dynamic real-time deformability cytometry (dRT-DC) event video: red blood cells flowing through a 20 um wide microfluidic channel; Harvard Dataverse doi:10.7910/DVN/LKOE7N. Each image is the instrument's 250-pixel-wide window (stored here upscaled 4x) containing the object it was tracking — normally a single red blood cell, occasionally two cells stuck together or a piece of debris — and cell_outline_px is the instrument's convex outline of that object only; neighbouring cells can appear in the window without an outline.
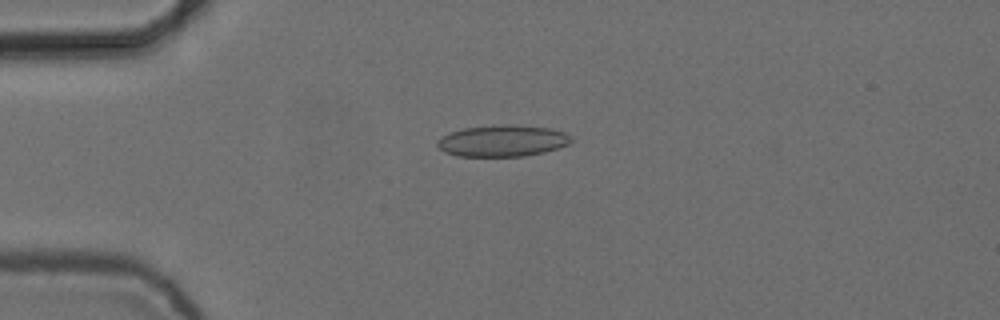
{"species": "common noctule bat (a hibernating species)", "species_latin": "Nyctalus noctula", "temperature_condition": "cold", "stored_images_in_passage": 6, "camera_frame_rate_fps": 3000, "um_per_image_px": 0.085, "animal": {"sex": "female", "body_mass_g": 24.6, "forearm_length_mm": 56.2}, "frame": {"image": 1, "passage_image": 3, "time_ms": 0.667, "image_size_px": [1000, 320], "cell_outline_px": [[572, 140], [568, 144], [544, 152], [524, 156], [456, 156], [444, 152], [436, 144], [436, 140], [440, 136], [464, 128], [492, 124], [508, 124], [548, 128], [564, 132], [572, 136]], "centroid_in_image_um": [42.67, 11.96], "position_along_channel_um": 42.3, "area_um2": 24.68}}
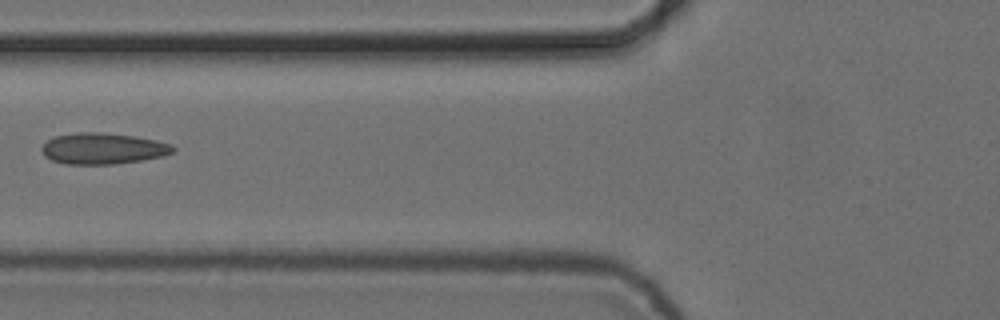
{"frame": {"image": 2, "passage_image": 5, "time_ms": 1.333, "image_size_px": [1000, 320], "cell_outline_px": [[176, 148], [172, 152], [164, 156], [144, 160], [112, 164], [64, 164], [52, 160], [44, 156], [40, 152], [40, 148], [48, 140], [56, 136], [76, 132], [96, 132], [136, 136], [156, 140], [172, 144]], "centroid_in_image_um": [8.75, 12.63], "position_along_channel_um": 117.1, "area_um2": 23.99}}
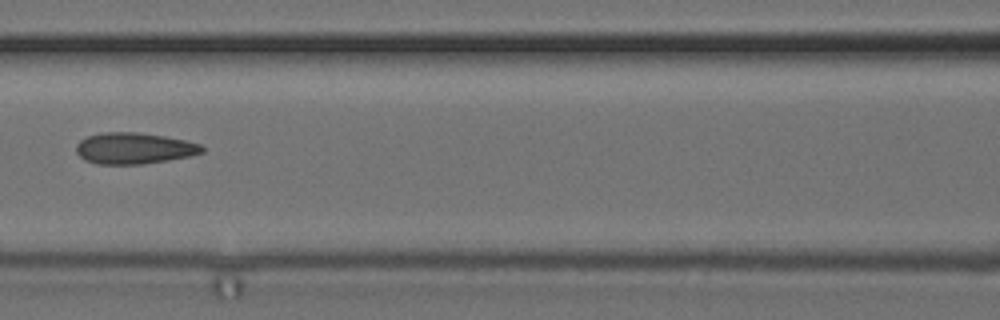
{"frame": {"image": 3, "passage_image": 6, "time_ms": 1.667, "image_size_px": [1000, 320], "cell_outline_px": [[204, 152], [188, 156], [168, 160], [144, 164], [96, 164], [84, 160], [76, 152], [76, 144], [80, 140], [88, 136], [104, 132], [136, 132], [164, 136], [184, 140], [200, 144], [204, 148]], "centroid_in_image_um": [11.37, 12.61], "position_along_channel_um": 155.2, "area_um2": 22.89}}